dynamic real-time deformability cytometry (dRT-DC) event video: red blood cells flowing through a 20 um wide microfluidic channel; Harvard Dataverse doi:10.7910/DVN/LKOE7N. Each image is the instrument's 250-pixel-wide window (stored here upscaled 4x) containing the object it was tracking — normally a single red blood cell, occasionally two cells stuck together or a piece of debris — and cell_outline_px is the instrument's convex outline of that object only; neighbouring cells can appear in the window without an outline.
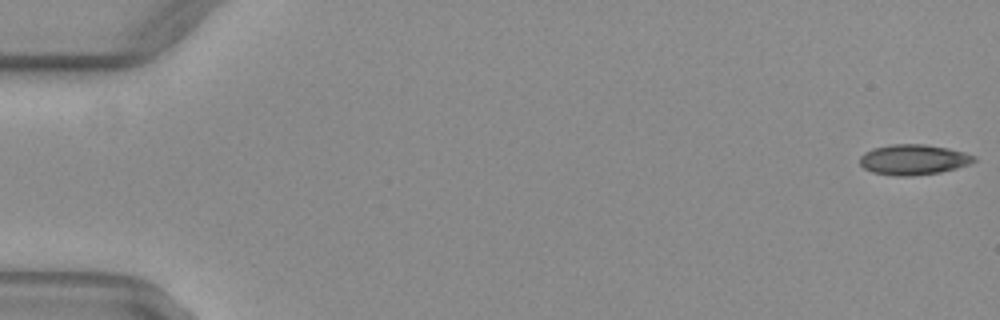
{"species": "common noctule bat (a hibernating species)", "species_latin": "Nyctalus noctula", "temperature_condition": "warm", "stored_images_in_passage": 18, "camera_frame_rate_fps": 3000, "um_per_image_px": 0.085, "animal": {"sex": "female", "body_mass_g": 29.2, "forearm_length_mm": 56.3}, "frame": {"image": 1, "passage_image": 1, "time_ms": 0.0, "image_size_px": [1000, 320], "cell_outline_px": [[976, 160], [972, 164], [940, 172], [912, 176], [896, 176], [872, 172], [864, 168], [860, 164], [860, 156], [864, 152], [872, 148], [892, 144], [924, 144], [948, 148], [964, 152], [976, 156]], "centroid_in_image_um": [77.65, 13.56], "position_along_channel_um": 7.4, "area_um2": 20.35}}
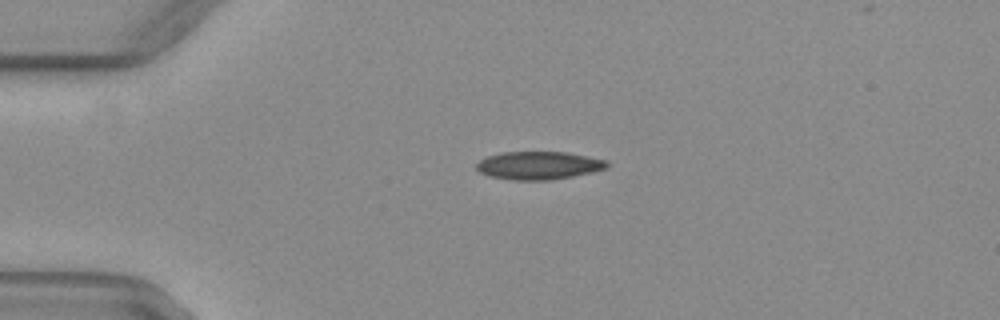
{"frame": {"image": 2, "passage_image": 13, "time_ms": 4.0, "image_size_px": [1000, 320], "cell_outline_px": [[608, 168], [592, 172], [552, 180], [512, 180], [492, 176], [480, 172], [476, 168], [476, 164], [480, 160], [488, 156], [500, 152], [568, 152], [608, 160]], "centroid_in_image_um": [45.82, 14.06], "position_along_channel_um": 39.2, "area_um2": 21.33}}